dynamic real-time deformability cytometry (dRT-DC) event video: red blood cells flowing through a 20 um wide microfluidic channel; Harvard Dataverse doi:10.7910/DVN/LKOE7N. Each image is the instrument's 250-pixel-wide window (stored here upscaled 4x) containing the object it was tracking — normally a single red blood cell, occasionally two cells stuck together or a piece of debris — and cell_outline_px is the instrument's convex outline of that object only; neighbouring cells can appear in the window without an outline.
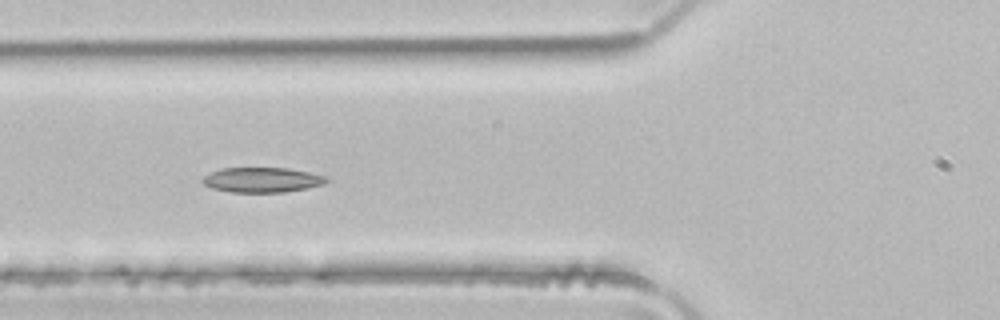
{"species": "common noctule bat (a hibernating species)", "species_latin": "Nyctalus noctula", "temperature_condition": "room temperature", "stored_images_in_passage": 5, "camera_frame_rate_fps": 3000, "um_per_image_px": 0.085, "animal": {"sex": "male", "body_mass_g": 21.5, "forearm_length_mm": 52.0}, "frame": {"image": 1, "passage_image": 4, "time_ms": 1.0, "image_size_px": [1000, 320], "cell_outline_px": [[332, 180], [324, 184], [308, 188], [284, 192], [232, 192], [212, 188], [204, 184], [200, 180], [204, 176], [220, 168], [288, 168], [328, 176]], "centroid_in_image_um": [22.33, 15.29], "position_along_channel_um": 103.5, "area_um2": 18.15}}
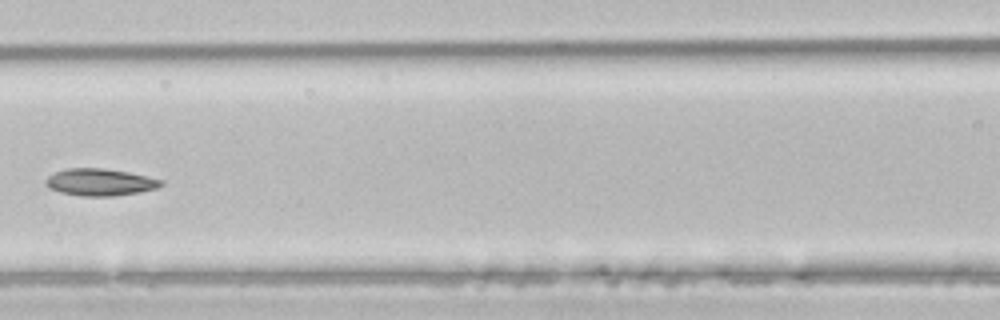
{"frame": {"image": 2, "passage_image": 5, "time_ms": 1.333, "image_size_px": [1000, 320], "cell_outline_px": [[164, 184], [156, 188], [136, 192], [112, 196], [80, 196], [60, 192], [48, 188], [44, 180], [48, 176], [56, 172], [68, 168], [104, 168], [128, 172], [164, 180]], "centroid_in_image_um": [8.48, 15.48], "position_along_channel_um": 158.1, "area_um2": 18.09}}